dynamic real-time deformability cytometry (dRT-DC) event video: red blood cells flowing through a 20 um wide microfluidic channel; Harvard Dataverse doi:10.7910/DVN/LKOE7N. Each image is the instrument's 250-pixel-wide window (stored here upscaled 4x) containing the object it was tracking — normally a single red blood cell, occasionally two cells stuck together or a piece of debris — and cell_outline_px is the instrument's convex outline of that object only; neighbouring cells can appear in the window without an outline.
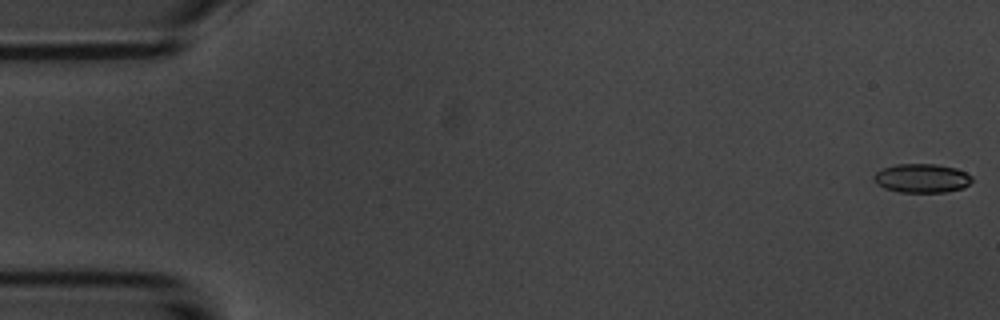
{"species": "common noctule bat (a hibernating species)", "species_latin": "Nyctalus noctula", "temperature_condition": "room temperature", "stored_images_in_passage": 54, "camera_frame_rate_fps": 3000, "um_per_image_px": 0.085, "animal": {"sex": "male", "body_mass_g": 20.1, "forearm_length_mm": 53.5}, "frame": {"image": 1, "passage_image": 1, "time_ms": 0.0, "image_size_px": [1000, 320], "cell_outline_px": [[972, 180], [964, 188], [944, 192], [900, 192], [884, 188], [876, 184], [872, 176], [876, 172], [884, 168], [896, 164], [936, 164], [956, 168], [972, 176]], "centroid_in_image_um": [78.34, 15.15], "position_along_channel_um": 6.7, "area_um2": 16.53}}
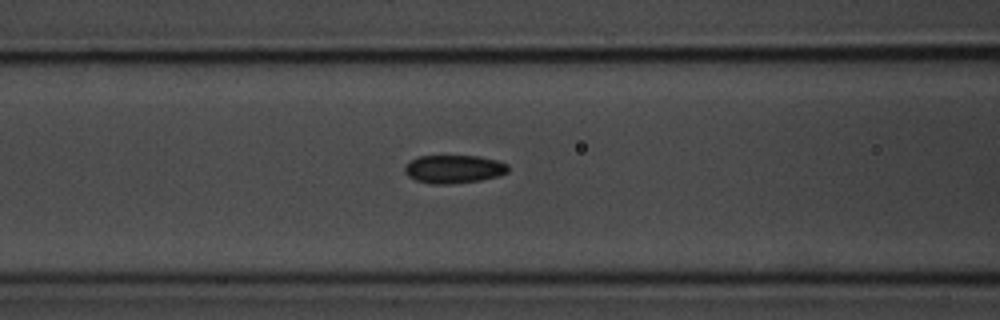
{"frame": {"image": 2, "passage_image": 22, "time_ms": 7.0, "image_size_px": [1000, 320], "cell_outline_px": [[508, 172], [500, 176], [480, 180], [448, 184], [432, 184], [416, 180], [408, 176], [404, 172], [404, 168], [412, 160], [420, 156], [480, 156], [496, 160], [508, 164]], "centroid_in_image_um": [38.6, 14.37], "position_along_channel_um": 128.0, "area_um2": 16.94}}
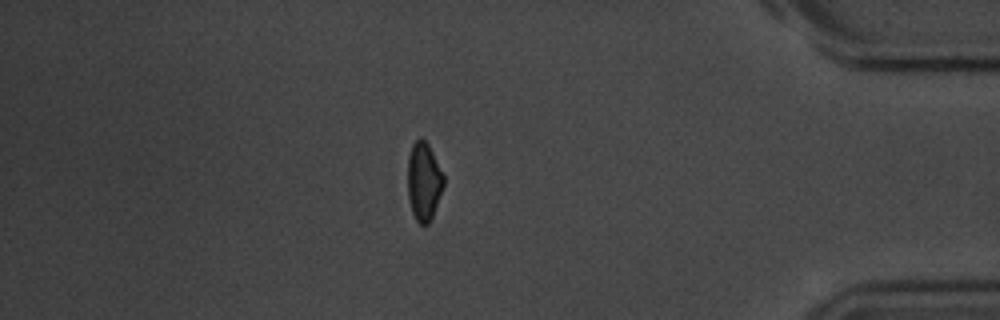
{"frame": {"image": 3, "passage_image": 47, "time_ms": 15.333, "image_size_px": [1000, 320], "cell_outline_px": [[444, 184], [432, 216], [428, 224], [420, 224], [416, 220], [412, 212], [408, 196], [408, 156], [412, 144], [420, 136], [428, 144], [444, 176]], "centroid_in_image_um": [36.01, 15.4], "position_along_channel_um": 399.2, "area_um2": 16.18}, "authors_computed_cell_mechanics": {"area_um2": 16.9354, "velocity_mm_per_s": 3.709, "shape_relaxation_time_tau1_ms": 5.5687, "shape_relaxation_time_tau2_ms": 3.2907, "deformation_change_tau1": 0.1284, "deformation_change_tau2": 0.0852}}